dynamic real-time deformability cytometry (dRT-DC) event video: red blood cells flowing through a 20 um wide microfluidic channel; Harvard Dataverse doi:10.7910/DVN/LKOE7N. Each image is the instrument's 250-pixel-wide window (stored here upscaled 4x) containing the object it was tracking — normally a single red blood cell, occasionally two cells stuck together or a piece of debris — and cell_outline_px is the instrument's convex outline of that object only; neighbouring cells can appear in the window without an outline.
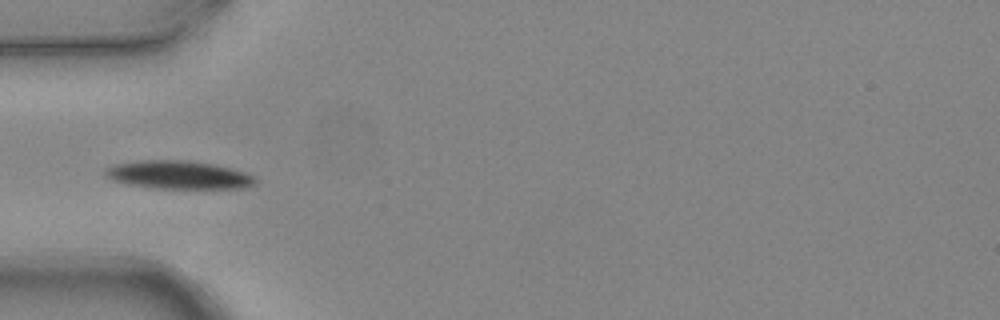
{"species": "common noctule bat (a hibernating species)", "species_latin": "Nyctalus noctula", "temperature_condition": "warm", "stored_images_in_passage": 5, "camera_frame_rate_fps": 3000, "um_per_image_px": 0.085, "animal": {"sex": "female", "body_mass_g": 24.6, "forearm_length_mm": 56.2}, "frame": {"image": 1, "passage_image": 4, "time_ms": 1.0, "image_size_px": [1000, 320], "cell_outline_px": [[256, 184], [244, 188], [156, 188], [128, 184], [112, 180], [104, 176], [104, 168], [116, 164], [140, 160], [188, 160], [212, 164], [232, 168], [256, 176]], "centroid_in_image_um": [15.17, 14.86], "position_along_channel_um": 69.8, "area_um2": 24.74}}
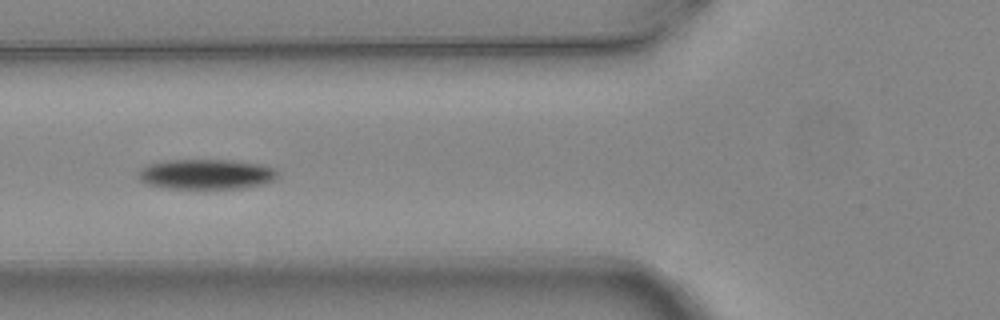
{"frame": {"image": 2, "passage_image": 5, "time_ms": 1.333, "image_size_px": [1000, 320], "cell_outline_px": [[276, 180], [264, 184], [244, 188], [168, 188], [144, 184], [136, 176], [136, 172], [140, 168], [148, 164], [172, 160], [228, 160], [260, 164], [276, 168]], "centroid_in_image_um": [17.5, 14.81], "position_along_channel_um": 108.3, "area_um2": 24.57}}